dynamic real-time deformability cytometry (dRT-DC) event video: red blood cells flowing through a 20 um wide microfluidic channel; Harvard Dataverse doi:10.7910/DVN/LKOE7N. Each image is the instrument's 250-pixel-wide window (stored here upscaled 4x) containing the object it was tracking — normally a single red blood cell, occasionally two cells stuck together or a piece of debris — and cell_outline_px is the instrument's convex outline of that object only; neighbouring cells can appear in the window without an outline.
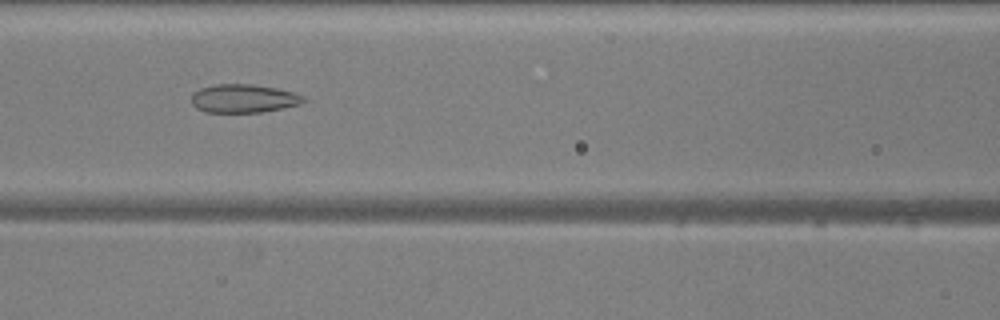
{"species": "common noctule bat (a hibernating species)", "species_latin": "Nyctalus noctula", "temperature_condition": "warm", "stored_images_in_passage": 40, "camera_frame_rate_fps": 3000, "um_per_image_px": 0.085, "animal": {"sex": "male", "body_mass_g": 20.5, "forearm_length_mm": 52.5}, "frame": {"image": 1, "passage_image": 13, "time_ms": 4.0, "image_size_px": [1000, 320], "cell_outline_px": [[304, 100], [300, 104], [284, 108], [260, 112], [204, 112], [196, 108], [192, 104], [192, 92], [200, 88], [216, 84], [252, 84], [276, 88], [292, 92], [304, 96]], "centroid_in_image_um": [20.67, 8.37], "position_along_channel_um": 145.9, "area_um2": 18.55}}
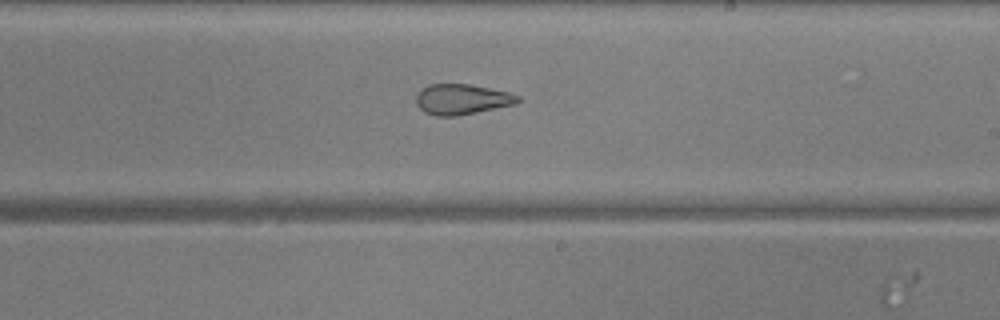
{"frame": {"image": 2, "passage_image": 21, "time_ms": 6.667, "image_size_px": [1000, 320], "cell_outline_px": [[520, 100], [516, 104], [456, 116], [436, 116], [424, 112], [416, 104], [416, 92], [420, 88], [428, 84], [468, 84], [508, 92], [520, 96]], "centroid_in_image_um": [39.21, 8.43], "position_along_channel_um": 249.8, "area_um2": 18.09}}
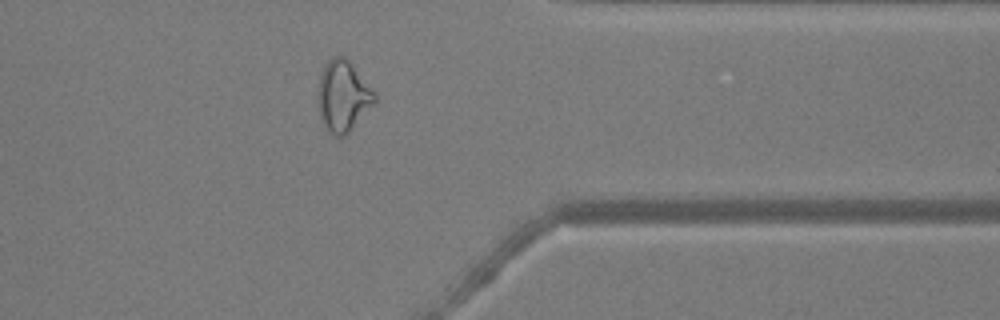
{"frame": {"image": 3, "passage_image": 32, "time_ms": 10.333, "image_size_px": [1000, 320], "cell_outline_px": [[376, 100], [348, 132], [344, 136], [336, 136], [324, 128], [320, 116], [320, 72], [328, 60], [332, 56], [344, 56], [352, 64], [376, 92]], "centroid_in_image_um": [29.17, 8.14], "position_along_channel_um": 382.2, "area_um2": 22.83}, "authors_computed_cell_mechanics": {"area_um2": 20.1433, "velocity_mm_per_s": 3.8977, "shape_relaxation_time_tau1_ms": null, "shape_relaxation_time_tau2_ms": 1.4231, "deformation_change_tau1": null, "deformation_change_tau2": 0.0962}}